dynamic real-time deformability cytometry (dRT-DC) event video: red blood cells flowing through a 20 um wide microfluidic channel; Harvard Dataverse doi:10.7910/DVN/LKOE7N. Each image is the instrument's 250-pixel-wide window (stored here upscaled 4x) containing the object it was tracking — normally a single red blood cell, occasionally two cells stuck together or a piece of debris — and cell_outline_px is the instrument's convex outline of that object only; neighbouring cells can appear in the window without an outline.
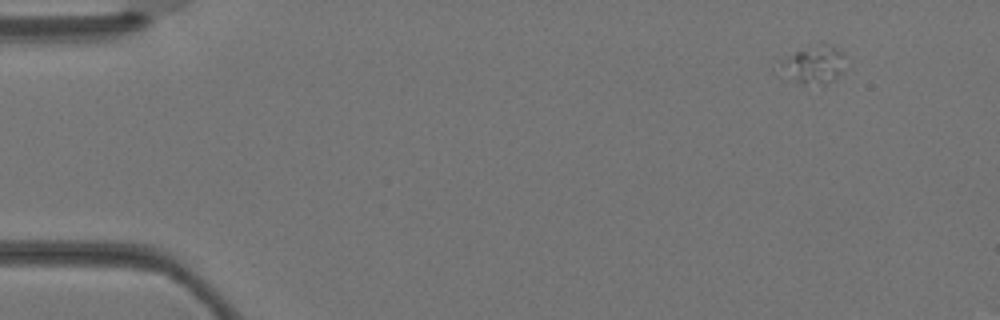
{"species": "Egyptian fruit bat (a non-hibernating species)", "species_latin": "Rousettus aegyptiacus", "temperature_condition": "warm", "stored_images_in_passage": 2, "camera_frame_rate_fps": 3000, "um_per_image_px": 0.085, "animal": {"sex": "female"}, "frame": {"image": 1, "passage_image": 1, "time_ms": 0.0, "image_size_px": [1000, 320], "cell_outline_px": [[844, 56], [840, 72], [832, 80], [824, 84], [804, 84], [772, 68], [776, 60], [816, 44], [824, 44], [836, 48]], "centroid_in_image_um": [69.01, 5.49], "position_along_channel_um": 16.0, "area_um2": 14.28}}